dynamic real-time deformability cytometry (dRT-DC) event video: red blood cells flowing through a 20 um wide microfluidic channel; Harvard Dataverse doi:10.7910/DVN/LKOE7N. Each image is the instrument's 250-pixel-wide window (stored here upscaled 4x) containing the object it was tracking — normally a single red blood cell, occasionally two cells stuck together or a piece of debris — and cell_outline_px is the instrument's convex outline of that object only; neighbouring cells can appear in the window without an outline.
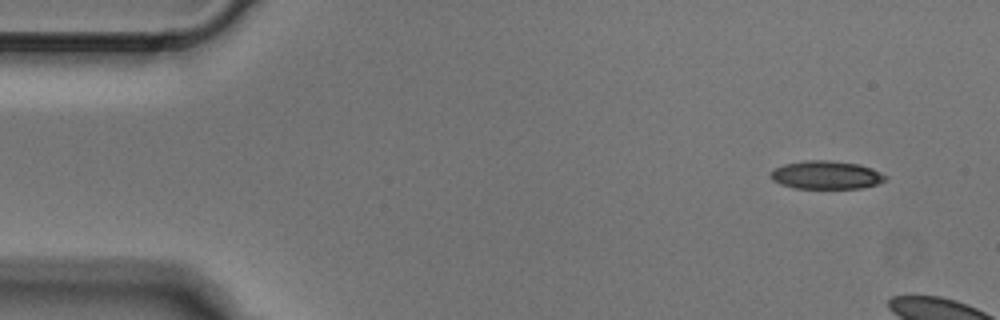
{"species": "Egyptian fruit bat (a non-hibernating species)", "species_latin": "Rousettus aegyptiacus", "temperature_condition": "cold", "stored_images_in_passage": 3, "camera_frame_rate_fps": 3000, "um_per_image_px": 0.085, "animal": {"sex": "male"}, "frame": {"image": 1, "passage_image": 1, "time_ms": 0.0, "image_size_px": [1000, 320], "cell_outline_px": [[888, 176], [884, 180], [876, 184], [860, 188], [792, 188], [780, 184], [772, 180], [768, 176], [768, 172], [772, 168], [784, 164], [804, 160], [828, 160], [860, 164], [872, 168]], "centroid_in_image_um": [70.15, 14.86], "position_along_channel_um": 14.8, "area_um2": 19.13}}